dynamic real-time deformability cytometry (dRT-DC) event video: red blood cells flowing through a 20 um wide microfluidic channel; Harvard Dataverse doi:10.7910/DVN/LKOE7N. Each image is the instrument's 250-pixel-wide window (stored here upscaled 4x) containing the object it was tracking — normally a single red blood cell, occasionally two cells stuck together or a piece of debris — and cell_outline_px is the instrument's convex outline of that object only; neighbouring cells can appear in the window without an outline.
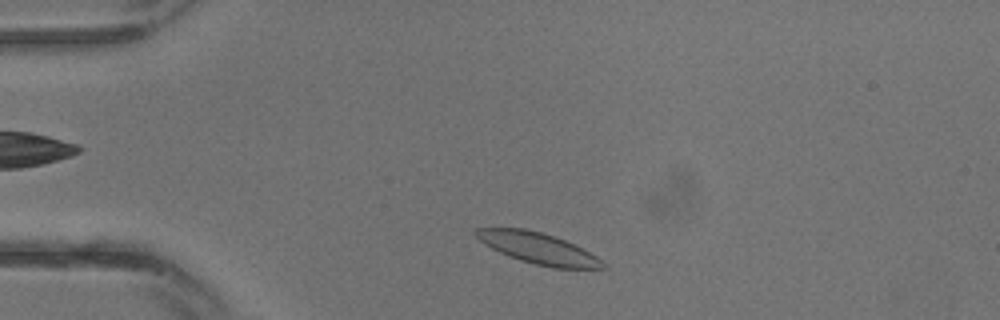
{"species": "common noctule bat (a hibernating species)", "species_latin": "Nyctalus noctula", "temperature_condition": "warm", "stored_images_in_passage": 26, "camera_frame_rate_fps": 3000, "um_per_image_px": 0.085, "animal": {"sex": "male", "body_mass_g": 13.3}, "frame": {"image": 1, "passage_image": 2, "time_ms": 0.333, "image_size_px": [1000, 320], "cell_outline_px": [[608, 268], [552, 268], [520, 260], [508, 256], [484, 244], [472, 232], [476, 228], [524, 228], [556, 236], [596, 256]], "centroid_in_image_um": [45.69, 21.09], "position_along_channel_um": 39.3, "area_um2": 22.66}}
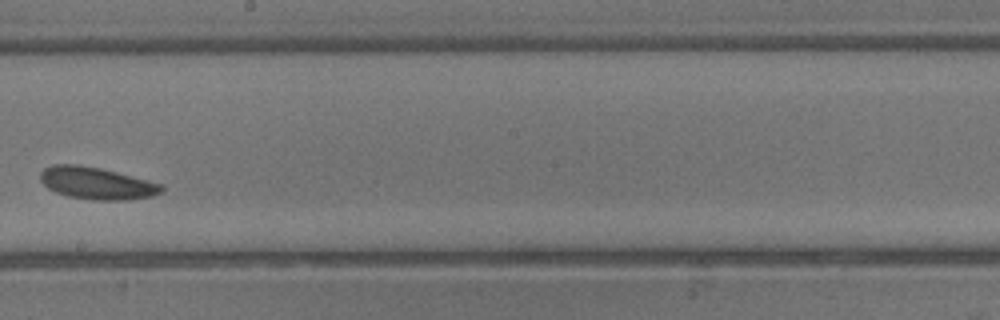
{"frame": {"image": 2, "passage_image": 13, "time_ms": 4.0, "image_size_px": [1000, 320], "cell_outline_px": [[164, 192], [152, 196], [128, 200], [92, 200], [68, 196], [56, 192], [48, 188], [40, 180], [40, 172], [44, 168], [52, 164], [80, 164], [100, 168], [164, 184]], "centroid_in_image_um": [8.23, 15.57], "position_along_channel_um": 240.0, "area_um2": 22.89}}
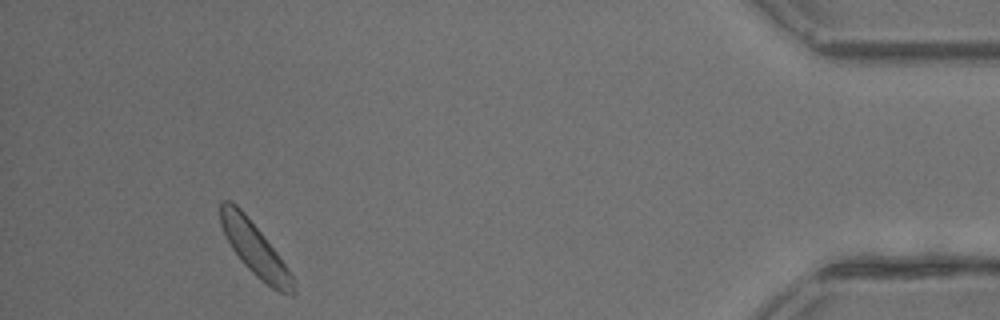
{"frame": {"image": 3, "passage_image": 24, "time_ms": 7.667, "image_size_px": [1000, 320], "cell_outline_px": [[296, 296], [288, 296], [272, 288], [256, 276], [240, 260], [232, 248], [220, 224], [220, 200], [228, 200], [236, 204], [244, 212], [276, 252], [288, 268], [292, 276], [296, 292]], "centroid_in_image_um": [21.67, 21.18], "position_along_channel_um": 413.5, "area_um2": 22.08}}